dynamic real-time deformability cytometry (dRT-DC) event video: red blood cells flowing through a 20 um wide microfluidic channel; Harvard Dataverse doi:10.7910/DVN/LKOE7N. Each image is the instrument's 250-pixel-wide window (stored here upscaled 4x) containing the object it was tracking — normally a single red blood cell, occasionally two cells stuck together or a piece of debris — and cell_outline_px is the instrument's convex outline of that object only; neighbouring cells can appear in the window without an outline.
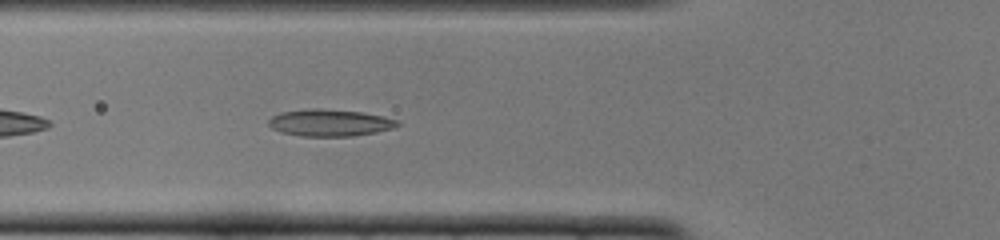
{"species": "common noctule bat (a hibernating species)", "species_latin": "Nyctalus noctula", "temperature_condition": "cold", "stored_images_in_passage": 37, "camera_frame_rate_fps": 3000, "um_per_image_px": 0.085, "animal": {"sex": "female", "body_mass_g": 22.0, "forearm_length_mm": 56.7}, "frame": {"image": 1, "passage_image": 6, "time_ms": 1.667, "image_size_px": [1000, 240], "cell_outline_px": [[400, 124], [392, 128], [376, 132], [352, 136], [300, 136], [280, 132], [272, 128], [268, 124], [268, 120], [272, 116], [280, 112], [308, 108], [320, 108], [364, 112], [384, 116], [400, 120]], "centroid_in_image_um": [28.03, 10.42], "position_along_channel_um": 97.8, "area_um2": 20.46}}
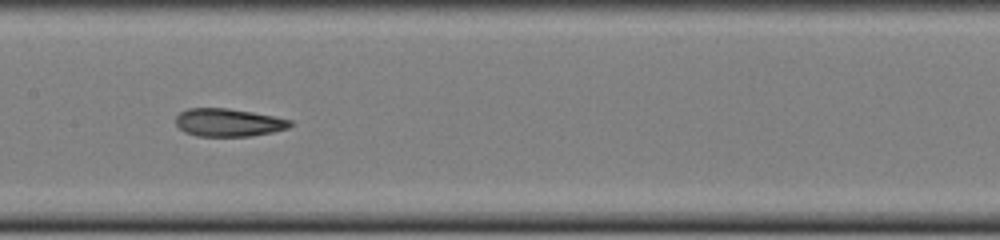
{"frame": {"image": 2, "passage_image": 13, "time_ms": 4.0, "image_size_px": [1000, 240], "cell_outline_px": [[296, 124], [288, 128], [272, 132], [252, 136], [196, 136], [184, 132], [176, 124], [176, 116], [180, 112], [188, 108], [228, 108], [252, 112], [292, 120]], "centroid_in_image_um": [19.43, 10.41], "position_along_channel_um": 188.0, "area_um2": 18.73}}
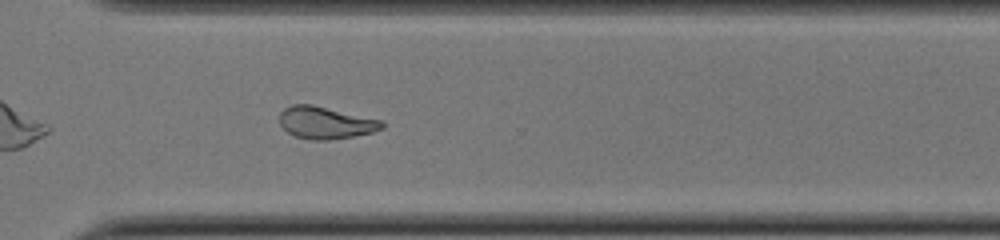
{"frame": {"image": 3, "passage_image": 25, "time_ms": 8.0, "image_size_px": [1000, 240], "cell_outline_px": [[384, 128], [372, 132], [352, 136], [328, 140], [308, 140], [296, 136], [288, 132], [280, 124], [280, 112], [284, 108], [292, 104], [312, 104], [384, 120]], "centroid_in_image_um": [27.69, 10.42], "position_along_channel_um": 342.9, "area_um2": 19.31}, "authors_computed_cell_mechanics": {"area_um2": 20.0566, "velocity_mm_per_s": 3.8703, "shape_relaxation_time_tau1_ms": null, "shape_relaxation_time_tau2_ms": 2.4617, "deformation_change_tau1": null, "deformation_change_tau2": 0.0996}}